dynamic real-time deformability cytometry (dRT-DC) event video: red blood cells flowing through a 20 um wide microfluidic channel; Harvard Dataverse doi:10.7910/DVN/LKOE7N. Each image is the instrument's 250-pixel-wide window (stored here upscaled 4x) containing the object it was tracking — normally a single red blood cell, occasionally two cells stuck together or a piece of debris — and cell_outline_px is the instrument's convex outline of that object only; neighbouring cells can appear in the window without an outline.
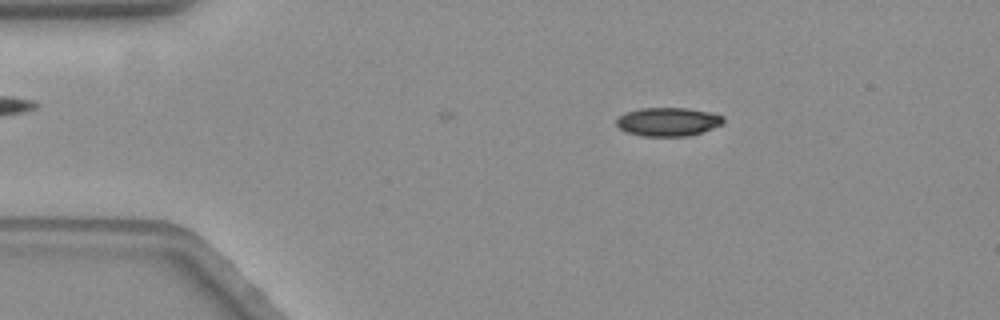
{"species": "common noctule bat (a hibernating species)", "species_latin": "Nyctalus noctula", "temperature_condition": "warm", "stored_images_in_passage": 13, "camera_frame_rate_fps": 3000, "um_per_image_px": 0.085, "animal": {"sex": "female", "body_mass_g": 19.3, "forearm_length_mm": 54.1}, "frame": {"image": 1, "passage_image": 10, "time_ms": 3.0, "image_size_px": [1000, 320], "cell_outline_px": [[724, 120], [720, 124], [700, 132], [684, 136], [644, 136], [628, 132], [620, 128], [616, 124], [616, 120], [620, 116], [628, 112], [640, 108], [688, 108], [708, 112], [724, 116]], "centroid_in_image_um": [56.76, 10.34], "position_along_channel_um": 28.2, "area_um2": 17.4}}